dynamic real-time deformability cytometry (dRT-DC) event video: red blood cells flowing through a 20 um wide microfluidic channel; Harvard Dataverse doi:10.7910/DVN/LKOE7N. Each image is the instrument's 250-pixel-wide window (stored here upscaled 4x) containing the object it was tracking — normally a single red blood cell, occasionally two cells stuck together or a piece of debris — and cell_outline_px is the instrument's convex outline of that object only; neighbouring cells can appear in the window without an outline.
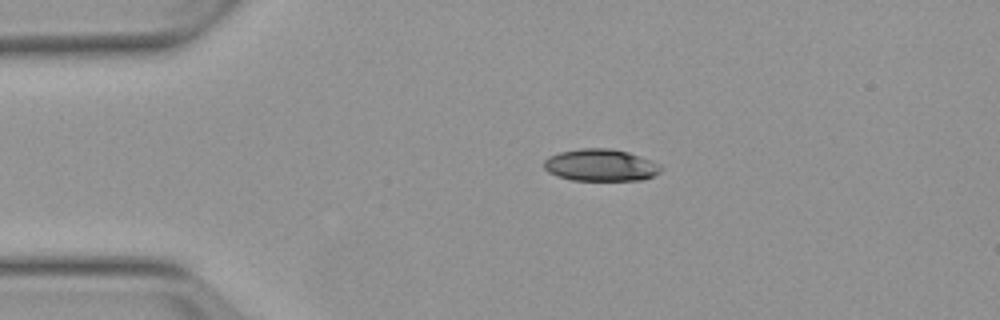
{"species": "Egyptian fruit bat (a non-hibernating species)", "species_latin": "Rousettus aegyptiacus", "temperature_condition": "warm", "stored_images_in_passage": 3, "camera_frame_rate_fps": 3000, "um_per_image_px": 0.085, "animal": {"sex": "female"}, "frame": {"image": 1, "passage_image": 1, "time_ms": 0.0, "image_size_px": [1000, 320], "cell_outline_px": [[664, 168], [660, 172], [644, 180], [572, 180], [548, 172], [544, 168], [544, 160], [548, 156], [560, 152], [580, 148], [612, 148], [628, 152], [652, 160], [660, 164]], "centroid_in_image_um": [51.09, 14.03], "position_along_channel_um": 33.9, "area_um2": 21.96}}